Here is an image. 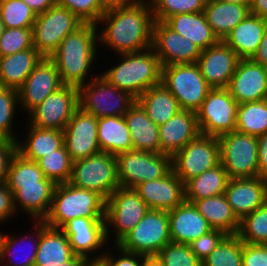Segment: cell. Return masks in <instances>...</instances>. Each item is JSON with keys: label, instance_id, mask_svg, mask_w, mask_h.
Returning a JSON list of instances; mask_svg holds the SVG:
<instances>
[{"label": "cell", "instance_id": "1", "mask_svg": "<svg viewBox=\"0 0 267 266\" xmlns=\"http://www.w3.org/2000/svg\"><path fill=\"white\" fill-rule=\"evenodd\" d=\"M154 17L149 1H130L118 4L98 21L105 28L98 33V44L117 55L139 52L152 47Z\"/></svg>", "mask_w": 267, "mask_h": 266}, {"label": "cell", "instance_id": "2", "mask_svg": "<svg viewBox=\"0 0 267 266\" xmlns=\"http://www.w3.org/2000/svg\"><path fill=\"white\" fill-rule=\"evenodd\" d=\"M98 25L83 23L74 32L63 37L59 47L49 57L56 65L63 85L80 87L97 59ZM95 59V60H94Z\"/></svg>", "mask_w": 267, "mask_h": 266}, {"label": "cell", "instance_id": "3", "mask_svg": "<svg viewBox=\"0 0 267 266\" xmlns=\"http://www.w3.org/2000/svg\"><path fill=\"white\" fill-rule=\"evenodd\" d=\"M121 61L103 71L108 83L129 93L136 100L150 87L161 83V65L153 48L120 54Z\"/></svg>", "mask_w": 267, "mask_h": 266}, {"label": "cell", "instance_id": "4", "mask_svg": "<svg viewBox=\"0 0 267 266\" xmlns=\"http://www.w3.org/2000/svg\"><path fill=\"white\" fill-rule=\"evenodd\" d=\"M106 199L99 193L76 187L69 182L56 184L50 211L44 223L61 229L74 218L105 219Z\"/></svg>", "mask_w": 267, "mask_h": 266}, {"label": "cell", "instance_id": "5", "mask_svg": "<svg viewBox=\"0 0 267 266\" xmlns=\"http://www.w3.org/2000/svg\"><path fill=\"white\" fill-rule=\"evenodd\" d=\"M161 83L177 99L182 110L197 112L212 87L197 63L161 67Z\"/></svg>", "mask_w": 267, "mask_h": 266}, {"label": "cell", "instance_id": "6", "mask_svg": "<svg viewBox=\"0 0 267 266\" xmlns=\"http://www.w3.org/2000/svg\"><path fill=\"white\" fill-rule=\"evenodd\" d=\"M79 89V107L96 118L124 116L136 99L94 74ZM93 77V78H92Z\"/></svg>", "mask_w": 267, "mask_h": 266}, {"label": "cell", "instance_id": "7", "mask_svg": "<svg viewBox=\"0 0 267 266\" xmlns=\"http://www.w3.org/2000/svg\"><path fill=\"white\" fill-rule=\"evenodd\" d=\"M170 242L168 211L149 209L116 245L127 252L156 256Z\"/></svg>", "mask_w": 267, "mask_h": 266}, {"label": "cell", "instance_id": "8", "mask_svg": "<svg viewBox=\"0 0 267 266\" xmlns=\"http://www.w3.org/2000/svg\"><path fill=\"white\" fill-rule=\"evenodd\" d=\"M116 167L120 187L134 188L141 182L166 176L172 170V156L129 150L116 155Z\"/></svg>", "mask_w": 267, "mask_h": 266}, {"label": "cell", "instance_id": "9", "mask_svg": "<svg viewBox=\"0 0 267 266\" xmlns=\"http://www.w3.org/2000/svg\"><path fill=\"white\" fill-rule=\"evenodd\" d=\"M69 183L79 188L95 191L107 200L120 187L116 155L99 152L74 161Z\"/></svg>", "mask_w": 267, "mask_h": 266}, {"label": "cell", "instance_id": "10", "mask_svg": "<svg viewBox=\"0 0 267 266\" xmlns=\"http://www.w3.org/2000/svg\"><path fill=\"white\" fill-rule=\"evenodd\" d=\"M217 138L220 144V163L230 179L259 177L256 136L235 130Z\"/></svg>", "mask_w": 267, "mask_h": 266}, {"label": "cell", "instance_id": "11", "mask_svg": "<svg viewBox=\"0 0 267 266\" xmlns=\"http://www.w3.org/2000/svg\"><path fill=\"white\" fill-rule=\"evenodd\" d=\"M83 22L69 9L56 4L38 14L32 28L34 48L49 58L59 47L63 37L74 32Z\"/></svg>", "mask_w": 267, "mask_h": 266}, {"label": "cell", "instance_id": "12", "mask_svg": "<svg viewBox=\"0 0 267 266\" xmlns=\"http://www.w3.org/2000/svg\"><path fill=\"white\" fill-rule=\"evenodd\" d=\"M219 164L218 138L209 135L199 134L172 156V170L184 184Z\"/></svg>", "mask_w": 267, "mask_h": 266}, {"label": "cell", "instance_id": "13", "mask_svg": "<svg viewBox=\"0 0 267 266\" xmlns=\"http://www.w3.org/2000/svg\"><path fill=\"white\" fill-rule=\"evenodd\" d=\"M237 106L227 88H212L196 112L200 134L219 137L235 131Z\"/></svg>", "mask_w": 267, "mask_h": 266}, {"label": "cell", "instance_id": "14", "mask_svg": "<svg viewBox=\"0 0 267 266\" xmlns=\"http://www.w3.org/2000/svg\"><path fill=\"white\" fill-rule=\"evenodd\" d=\"M149 207L133 188L118 187L106 200L105 226L109 240V226L115 230L114 244L132 230L144 217Z\"/></svg>", "mask_w": 267, "mask_h": 266}, {"label": "cell", "instance_id": "15", "mask_svg": "<svg viewBox=\"0 0 267 266\" xmlns=\"http://www.w3.org/2000/svg\"><path fill=\"white\" fill-rule=\"evenodd\" d=\"M78 107V87L63 85L29 113L28 124L43 129L64 131Z\"/></svg>", "mask_w": 267, "mask_h": 266}, {"label": "cell", "instance_id": "16", "mask_svg": "<svg viewBox=\"0 0 267 266\" xmlns=\"http://www.w3.org/2000/svg\"><path fill=\"white\" fill-rule=\"evenodd\" d=\"M152 48L161 66L197 63L201 49L171 29L164 21H154Z\"/></svg>", "mask_w": 267, "mask_h": 266}, {"label": "cell", "instance_id": "17", "mask_svg": "<svg viewBox=\"0 0 267 266\" xmlns=\"http://www.w3.org/2000/svg\"><path fill=\"white\" fill-rule=\"evenodd\" d=\"M64 145L74 162L101 152L98 144L97 118L78 107L63 131Z\"/></svg>", "mask_w": 267, "mask_h": 266}, {"label": "cell", "instance_id": "18", "mask_svg": "<svg viewBox=\"0 0 267 266\" xmlns=\"http://www.w3.org/2000/svg\"><path fill=\"white\" fill-rule=\"evenodd\" d=\"M62 86L56 65L43 58L18 90L20 107L30 113Z\"/></svg>", "mask_w": 267, "mask_h": 266}, {"label": "cell", "instance_id": "19", "mask_svg": "<svg viewBox=\"0 0 267 266\" xmlns=\"http://www.w3.org/2000/svg\"><path fill=\"white\" fill-rule=\"evenodd\" d=\"M227 89L238 104L267 99V68L240 59Z\"/></svg>", "mask_w": 267, "mask_h": 266}, {"label": "cell", "instance_id": "20", "mask_svg": "<svg viewBox=\"0 0 267 266\" xmlns=\"http://www.w3.org/2000/svg\"><path fill=\"white\" fill-rule=\"evenodd\" d=\"M240 58L223 41L201 51L197 65L212 88H227Z\"/></svg>", "mask_w": 267, "mask_h": 266}, {"label": "cell", "instance_id": "21", "mask_svg": "<svg viewBox=\"0 0 267 266\" xmlns=\"http://www.w3.org/2000/svg\"><path fill=\"white\" fill-rule=\"evenodd\" d=\"M152 210H173L185 201L184 183L171 170L166 176L141 182L133 188Z\"/></svg>", "mask_w": 267, "mask_h": 266}, {"label": "cell", "instance_id": "22", "mask_svg": "<svg viewBox=\"0 0 267 266\" xmlns=\"http://www.w3.org/2000/svg\"><path fill=\"white\" fill-rule=\"evenodd\" d=\"M224 195L234 214L241 221L267 202V178L229 179Z\"/></svg>", "mask_w": 267, "mask_h": 266}, {"label": "cell", "instance_id": "23", "mask_svg": "<svg viewBox=\"0 0 267 266\" xmlns=\"http://www.w3.org/2000/svg\"><path fill=\"white\" fill-rule=\"evenodd\" d=\"M61 230L67 236L73 253L91 261L92 253H99L98 249L108 242L105 219L78 217L67 222Z\"/></svg>", "mask_w": 267, "mask_h": 266}, {"label": "cell", "instance_id": "24", "mask_svg": "<svg viewBox=\"0 0 267 266\" xmlns=\"http://www.w3.org/2000/svg\"><path fill=\"white\" fill-rule=\"evenodd\" d=\"M168 216L173 243L190 244L213 229L194 204L187 201L168 211Z\"/></svg>", "mask_w": 267, "mask_h": 266}, {"label": "cell", "instance_id": "25", "mask_svg": "<svg viewBox=\"0 0 267 266\" xmlns=\"http://www.w3.org/2000/svg\"><path fill=\"white\" fill-rule=\"evenodd\" d=\"M199 134L196 112L181 109L159 126L161 153L173 156Z\"/></svg>", "mask_w": 267, "mask_h": 266}, {"label": "cell", "instance_id": "26", "mask_svg": "<svg viewBox=\"0 0 267 266\" xmlns=\"http://www.w3.org/2000/svg\"><path fill=\"white\" fill-rule=\"evenodd\" d=\"M56 184L53 181H40L37 184L20 185L13 193L15 210L20 207L34 221H44L47 217L53 199ZM28 212V213H27Z\"/></svg>", "mask_w": 267, "mask_h": 266}, {"label": "cell", "instance_id": "27", "mask_svg": "<svg viewBox=\"0 0 267 266\" xmlns=\"http://www.w3.org/2000/svg\"><path fill=\"white\" fill-rule=\"evenodd\" d=\"M124 119L130 131L133 150L161 153L159 126L137 101L124 114Z\"/></svg>", "mask_w": 267, "mask_h": 266}, {"label": "cell", "instance_id": "28", "mask_svg": "<svg viewBox=\"0 0 267 266\" xmlns=\"http://www.w3.org/2000/svg\"><path fill=\"white\" fill-rule=\"evenodd\" d=\"M267 28V20L249 13L228 35L223 42L228 45L240 59H251Z\"/></svg>", "mask_w": 267, "mask_h": 266}, {"label": "cell", "instance_id": "29", "mask_svg": "<svg viewBox=\"0 0 267 266\" xmlns=\"http://www.w3.org/2000/svg\"><path fill=\"white\" fill-rule=\"evenodd\" d=\"M75 254L61 229L48 227L41 221V234L34 266H59Z\"/></svg>", "mask_w": 267, "mask_h": 266}, {"label": "cell", "instance_id": "30", "mask_svg": "<svg viewBox=\"0 0 267 266\" xmlns=\"http://www.w3.org/2000/svg\"><path fill=\"white\" fill-rule=\"evenodd\" d=\"M164 22L181 36L196 44L201 50H205L219 42L207 22L204 11L174 14Z\"/></svg>", "mask_w": 267, "mask_h": 266}, {"label": "cell", "instance_id": "31", "mask_svg": "<svg viewBox=\"0 0 267 266\" xmlns=\"http://www.w3.org/2000/svg\"><path fill=\"white\" fill-rule=\"evenodd\" d=\"M43 58L34 47L0 57V86L19 90Z\"/></svg>", "mask_w": 267, "mask_h": 266}, {"label": "cell", "instance_id": "32", "mask_svg": "<svg viewBox=\"0 0 267 266\" xmlns=\"http://www.w3.org/2000/svg\"><path fill=\"white\" fill-rule=\"evenodd\" d=\"M204 13L214 35L219 41H223L228 33L247 17L250 10L239 4L209 0L206 1Z\"/></svg>", "mask_w": 267, "mask_h": 266}, {"label": "cell", "instance_id": "33", "mask_svg": "<svg viewBox=\"0 0 267 266\" xmlns=\"http://www.w3.org/2000/svg\"><path fill=\"white\" fill-rule=\"evenodd\" d=\"M193 204L213 229L222 230L227 235L238 234L240 220L234 214L224 194L195 200Z\"/></svg>", "mask_w": 267, "mask_h": 266}, {"label": "cell", "instance_id": "34", "mask_svg": "<svg viewBox=\"0 0 267 266\" xmlns=\"http://www.w3.org/2000/svg\"><path fill=\"white\" fill-rule=\"evenodd\" d=\"M97 135L101 152L117 155L133 150L124 116L97 118Z\"/></svg>", "mask_w": 267, "mask_h": 266}, {"label": "cell", "instance_id": "35", "mask_svg": "<svg viewBox=\"0 0 267 266\" xmlns=\"http://www.w3.org/2000/svg\"><path fill=\"white\" fill-rule=\"evenodd\" d=\"M27 128L26 140H17V152L28 160L37 161L64 145V134L61 130L43 129L30 124Z\"/></svg>", "mask_w": 267, "mask_h": 266}, {"label": "cell", "instance_id": "36", "mask_svg": "<svg viewBox=\"0 0 267 266\" xmlns=\"http://www.w3.org/2000/svg\"><path fill=\"white\" fill-rule=\"evenodd\" d=\"M136 101L158 126L165 124L181 110L177 99L162 83L150 87Z\"/></svg>", "mask_w": 267, "mask_h": 266}, {"label": "cell", "instance_id": "37", "mask_svg": "<svg viewBox=\"0 0 267 266\" xmlns=\"http://www.w3.org/2000/svg\"><path fill=\"white\" fill-rule=\"evenodd\" d=\"M229 179L228 173L220 163L184 184L185 201L193 203L195 200L224 194Z\"/></svg>", "mask_w": 267, "mask_h": 266}, {"label": "cell", "instance_id": "38", "mask_svg": "<svg viewBox=\"0 0 267 266\" xmlns=\"http://www.w3.org/2000/svg\"><path fill=\"white\" fill-rule=\"evenodd\" d=\"M33 224L35 225L34 226L35 228H33V229H34L35 235H36V236L34 235V237H36L37 239H34L32 233L30 235L27 233L28 236L21 235L22 237L20 238V235H17V236H15L14 234L13 235L12 234L5 235L2 232H0V265L3 264L2 266H34L36 253H37L38 245H39L40 234H41V221H35ZM23 240H27L28 241L27 243H30L33 240L35 242L33 241V244H31L32 246L30 245V249H29L30 252L27 251V252H25L26 254L24 253L25 255L23 254L24 260H22V258H20V260H18L17 256H15V255L19 254V252L16 250L15 247L19 246L20 243H25V242H23ZM20 247H21V245H20ZM17 249H18V247H17ZM20 255L22 256V254H20ZM14 256L19 262L18 261L14 262V259H15V258H13ZM6 257H8V259H9V260L7 259L8 262L5 260ZM4 261H6L5 265L3 263Z\"/></svg>", "mask_w": 267, "mask_h": 266}, {"label": "cell", "instance_id": "39", "mask_svg": "<svg viewBox=\"0 0 267 266\" xmlns=\"http://www.w3.org/2000/svg\"><path fill=\"white\" fill-rule=\"evenodd\" d=\"M236 131L256 137L267 132V99L238 104Z\"/></svg>", "mask_w": 267, "mask_h": 266}, {"label": "cell", "instance_id": "40", "mask_svg": "<svg viewBox=\"0 0 267 266\" xmlns=\"http://www.w3.org/2000/svg\"><path fill=\"white\" fill-rule=\"evenodd\" d=\"M40 181H51L44 176L36 161L24 158L18 152L11 160L6 178V185L14 193L20 185L37 184Z\"/></svg>", "mask_w": 267, "mask_h": 266}, {"label": "cell", "instance_id": "41", "mask_svg": "<svg viewBox=\"0 0 267 266\" xmlns=\"http://www.w3.org/2000/svg\"><path fill=\"white\" fill-rule=\"evenodd\" d=\"M36 162L43 171L44 176L55 184L69 182L72 174L73 161L65 145L56 151H52L50 154L44 155Z\"/></svg>", "mask_w": 267, "mask_h": 266}, {"label": "cell", "instance_id": "42", "mask_svg": "<svg viewBox=\"0 0 267 266\" xmlns=\"http://www.w3.org/2000/svg\"><path fill=\"white\" fill-rule=\"evenodd\" d=\"M202 266H243L242 240L238 235H227L202 261Z\"/></svg>", "mask_w": 267, "mask_h": 266}, {"label": "cell", "instance_id": "43", "mask_svg": "<svg viewBox=\"0 0 267 266\" xmlns=\"http://www.w3.org/2000/svg\"><path fill=\"white\" fill-rule=\"evenodd\" d=\"M237 235L244 243L265 244L267 242V202L240 221Z\"/></svg>", "mask_w": 267, "mask_h": 266}, {"label": "cell", "instance_id": "44", "mask_svg": "<svg viewBox=\"0 0 267 266\" xmlns=\"http://www.w3.org/2000/svg\"><path fill=\"white\" fill-rule=\"evenodd\" d=\"M0 15L5 28H33L37 17L23 0H1Z\"/></svg>", "mask_w": 267, "mask_h": 266}, {"label": "cell", "instance_id": "45", "mask_svg": "<svg viewBox=\"0 0 267 266\" xmlns=\"http://www.w3.org/2000/svg\"><path fill=\"white\" fill-rule=\"evenodd\" d=\"M154 20L165 21L174 14L204 11L206 0H150Z\"/></svg>", "mask_w": 267, "mask_h": 266}, {"label": "cell", "instance_id": "46", "mask_svg": "<svg viewBox=\"0 0 267 266\" xmlns=\"http://www.w3.org/2000/svg\"><path fill=\"white\" fill-rule=\"evenodd\" d=\"M17 104H19L18 90L0 86V138L17 141L18 136L12 131Z\"/></svg>", "mask_w": 267, "mask_h": 266}, {"label": "cell", "instance_id": "47", "mask_svg": "<svg viewBox=\"0 0 267 266\" xmlns=\"http://www.w3.org/2000/svg\"><path fill=\"white\" fill-rule=\"evenodd\" d=\"M32 47H34L32 28H5L0 38V57Z\"/></svg>", "mask_w": 267, "mask_h": 266}, {"label": "cell", "instance_id": "48", "mask_svg": "<svg viewBox=\"0 0 267 266\" xmlns=\"http://www.w3.org/2000/svg\"><path fill=\"white\" fill-rule=\"evenodd\" d=\"M164 266H202L189 244L170 242L156 255Z\"/></svg>", "mask_w": 267, "mask_h": 266}, {"label": "cell", "instance_id": "49", "mask_svg": "<svg viewBox=\"0 0 267 266\" xmlns=\"http://www.w3.org/2000/svg\"><path fill=\"white\" fill-rule=\"evenodd\" d=\"M57 4L69 9L83 23L97 25L101 16L105 13L97 0H57Z\"/></svg>", "mask_w": 267, "mask_h": 266}, {"label": "cell", "instance_id": "50", "mask_svg": "<svg viewBox=\"0 0 267 266\" xmlns=\"http://www.w3.org/2000/svg\"><path fill=\"white\" fill-rule=\"evenodd\" d=\"M114 248L119 251V258L113 257L111 253H107L106 250V252L103 251L100 255H94L92 257V262H99L102 266H142L143 259L146 257L145 255L127 252L116 244H114L113 249Z\"/></svg>", "mask_w": 267, "mask_h": 266}, {"label": "cell", "instance_id": "51", "mask_svg": "<svg viewBox=\"0 0 267 266\" xmlns=\"http://www.w3.org/2000/svg\"><path fill=\"white\" fill-rule=\"evenodd\" d=\"M226 236L227 234L224 231L212 229L211 231L192 241L189 246L191 251L202 262L204 258L210 255Z\"/></svg>", "mask_w": 267, "mask_h": 266}, {"label": "cell", "instance_id": "52", "mask_svg": "<svg viewBox=\"0 0 267 266\" xmlns=\"http://www.w3.org/2000/svg\"><path fill=\"white\" fill-rule=\"evenodd\" d=\"M243 266H267V246L242 241Z\"/></svg>", "mask_w": 267, "mask_h": 266}, {"label": "cell", "instance_id": "53", "mask_svg": "<svg viewBox=\"0 0 267 266\" xmlns=\"http://www.w3.org/2000/svg\"><path fill=\"white\" fill-rule=\"evenodd\" d=\"M17 153V141L0 138V183L6 181L12 158Z\"/></svg>", "mask_w": 267, "mask_h": 266}, {"label": "cell", "instance_id": "54", "mask_svg": "<svg viewBox=\"0 0 267 266\" xmlns=\"http://www.w3.org/2000/svg\"><path fill=\"white\" fill-rule=\"evenodd\" d=\"M16 213L13 203V193L7 187L6 183H0V223L7 222L9 217Z\"/></svg>", "mask_w": 267, "mask_h": 266}, {"label": "cell", "instance_id": "55", "mask_svg": "<svg viewBox=\"0 0 267 266\" xmlns=\"http://www.w3.org/2000/svg\"><path fill=\"white\" fill-rule=\"evenodd\" d=\"M258 139V167L259 177L267 178V132Z\"/></svg>", "mask_w": 267, "mask_h": 266}, {"label": "cell", "instance_id": "56", "mask_svg": "<svg viewBox=\"0 0 267 266\" xmlns=\"http://www.w3.org/2000/svg\"><path fill=\"white\" fill-rule=\"evenodd\" d=\"M251 60L267 68V28L264 32L263 38L258 46V49L251 58Z\"/></svg>", "mask_w": 267, "mask_h": 266}, {"label": "cell", "instance_id": "57", "mask_svg": "<svg viewBox=\"0 0 267 266\" xmlns=\"http://www.w3.org/2000/svg\"><path fill=\"white\" fill-rule=\"evenodd\" d=\"M36 13H44L50 7L57 4V0H23Z\"/></svg>", "mask_w": 267, "mask_h": 266}, {"label": "cell", "instance_id": "58", "mask_svg": "<svg viewBox=\"0 0 267 266\" xmlns=\"http://www.w3.org/2000/svg\"><path fill=\"white\" fill-rule=\"evenodd\" d=\"M250 13L267 20V0H251Z\"/></svg>", "mask_w": 267, "mask_h": 266}, {"label": "cell", "instance_id": "59", "mask_svg": "<svg viewBox=\"0 0 267 266\" xmlns=\"http://www.w3.org/2000/svg\"><path fill=\"white\" fill-rule=\"evenodd\" d=\"M92 263L86 257L75 255L71 260L61 263L59 266H89Z\"/></svg>", "mask_w": 267, "mask_h": 266}, {"label": "cell", "instance_id": "60", "mask_svg": "<svg viewBox=\"0 0 267 266\" xmlns=\"http://www.w3.org/2000/svg\"><path fill=\"white\" fill-rule=\"evenodd\" d=\"M126 0H97L98 4L104 9H112L118 4L125 2Z\"/></svg>", "mask_w": 267, "mask_h": 266}, {"label": "cell", "instance_id": "61", "mask_svg": "<svg viewBox=\"0 0 267 266\" xmlns=\"http://www.w3.org/2000/svg\"><path fill=\"white\" fill-rule=\"evenodd\" d=\"M142 266H164L157 256H146L143 259Z\"/></svg>", "mask_w": 267, "mask_h": 266}, {"label": "cell", "instance_id": "62", "mask_svg": "<svg viewBox=\"0 0 267 266\" xmlns=\"http://www.w3.org/2000/svg\"><path fill=\"white\" fill-rule=\"evenodd\" d=\"M220 1L239 4V5H242V6H247L248 8L251 5V0H220Z\"/></svg>", "mask_w": 267, "mask_h": 266}, {"label": "cell", "instance_id": "63", "mask_svg": "<svg viewBox=\"0 0 267 266\" xmlns=\"http://www.w3.org/2000/svg\"><path fill=\"white\" fill-rule=\"evenodd\" d=\"M5 27H4V23H3V20L1 18V15H0V38L3 34V31H4Z\"/></svg>", "mask_w": 267, "mask_h": 266}, {"label": "cell", "instance_id": "64", "mask_svg": "<svg viewBox=\"0 0 267 266\" xmlns=\"http://www.w3.org/2000/svg\"><path fill=\"white\" fill-rule=\"evenodd\" d=\"M89 266H102L99 262H92Z\"/></svg>", "mask_w": 267, "mask_h": 266}, {"label": "cell", "instance_id": "65", "mask_svg": "<svg viewBox=\"0 0 267 266\" xmlns=\"http://www.w3.org/2000/svg\"><path fill=\"white\" fill-rule=\"evenodd\" d=\"M130 1H148V0H130ZM150 1V0H149Z\"/></svg>", "mask_w": 267, "mask_h": 266}]
</instances>
